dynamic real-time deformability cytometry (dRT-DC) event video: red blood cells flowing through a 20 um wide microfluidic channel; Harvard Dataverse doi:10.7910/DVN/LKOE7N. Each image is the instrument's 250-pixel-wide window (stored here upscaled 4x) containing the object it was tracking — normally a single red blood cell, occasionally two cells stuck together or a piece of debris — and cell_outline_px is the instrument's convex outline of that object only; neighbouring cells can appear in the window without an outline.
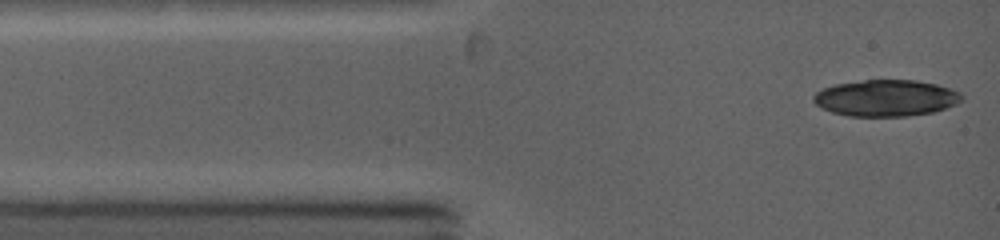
{"species": "common noctule bat (a hibernating species)", "species_latin": "Nyctalus noctula", "temperature_condition": "warm", "stored_images_in_passage": 6, "camera_frame_rate_fps": 5000, "um_per_image_px": 0.085, "animal": {"sex": "female", "body_mass_g": 19.0, "forearm_length_mm": 53.3}, "frame": {"image": 1, "passage_image": 1, "time_ms": 0.0, "image_size_px": [1000, 240], "cell_outline_px": [[964, 100], [956, 104], [932, 112], [904, 116], [848, 116], [832, 112], [820, 108], [812, 100], [812, 96], [816, 92], [824, 88], [836, 84], [864, 80], [916, 80], [936, 84], [960, 92], [964, 96]], "centroid_in_image_um": [75.29, 8.33], "position_along_channel_um": 9.7, "area_um2": 31.5}}